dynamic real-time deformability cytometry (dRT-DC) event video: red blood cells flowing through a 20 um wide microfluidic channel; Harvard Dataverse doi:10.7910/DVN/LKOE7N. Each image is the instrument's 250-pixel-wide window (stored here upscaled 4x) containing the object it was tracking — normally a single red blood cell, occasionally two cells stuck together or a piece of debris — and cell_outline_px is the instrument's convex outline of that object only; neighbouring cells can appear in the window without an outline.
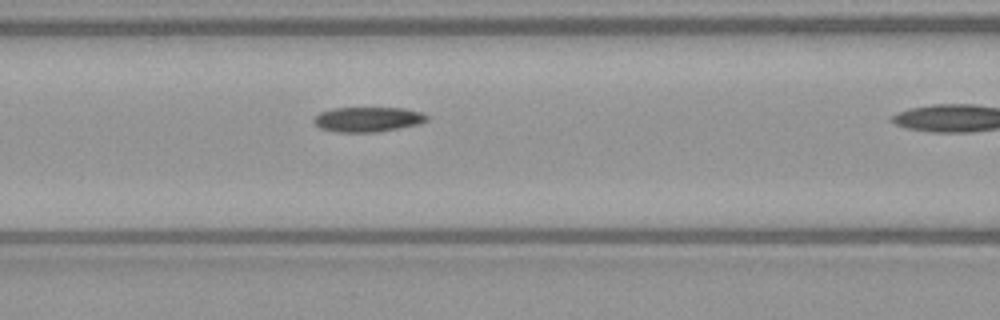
{"species": "common noctule bat (a hibernating species)", "species_latin": "Nyctalus noctula", "temperature_condition": "warm", "stored_images_in_passage": 18, "camera_frame_rate_fps": 3000, "um_per_image_px": 0.085, "animal": {"sex": "female", "body_mass_g": 21.9}, "frame": {"image": 1, "passage_image": 11, "time_ms": 3.333, "image_size_px": [1000, 320], "cell_outline_px": [[428, 120], [420, 124], [400, 128], [376, 132], [336, 132], [320, 128], [312, 120], [320, 112], [332, 108], [404, 108], [420, 112], [428, 116]], "centroid_in_image_um": [31.27, 10.15], "position_along_channel_um": 135.3, "area_um2": 16.42}}
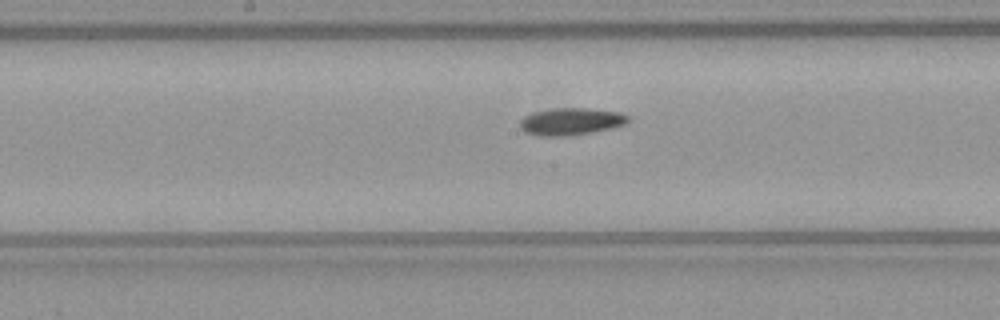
{"frame": {"image": 2, "passage_image": 16, "time_ms": 5.0, "image_size_px": [1000, 320], "cell_outline_px": [[632, 120], [628, 124], [612, 128], [592, 132], [568, 136], [536, 136], [524, 132], [520, 128], [520, 120], [524, 116], [532, 112], [552, 108], [588, 108], [620, 112], [628, 116]], "centroid_in_image_um": [48.54, 10.33], "position_along_channel_um": 199.7, "area_um2": 17.51}}